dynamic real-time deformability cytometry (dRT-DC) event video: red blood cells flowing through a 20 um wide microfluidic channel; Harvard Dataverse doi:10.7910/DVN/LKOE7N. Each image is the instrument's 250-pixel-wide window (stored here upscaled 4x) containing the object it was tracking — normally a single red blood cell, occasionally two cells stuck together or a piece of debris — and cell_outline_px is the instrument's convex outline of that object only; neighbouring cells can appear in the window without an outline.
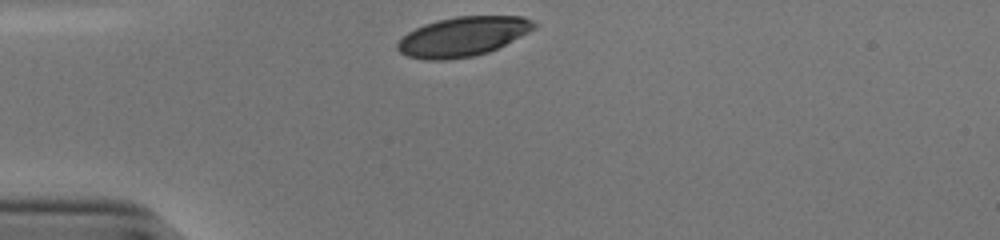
{"species": "human", "species_latin": "Homo sapiens", "temperature_condition": "cold", "stored_images_in_passage": 29, "camera_frame_rate_fps": 3000, "um_per_image_px": 0.085, "donor": {"sex": "male"}, "frame": {"image": 1, "passage_image": 1, "time_ms": 0.0, "image_size_px": [1000, 240], "cell_outline_px": [[536, 28], [488, 52], [472, 56], [444, 60], [424, 60], [408, 56], [400, 52], [396, 48], [396, 40], [408, 32], [424, 24], [436, 20], [456, 16], [524, 16], [532, 20], [536, 24]], "centroid_in_image_um": [39.29, 3.1], "position_along_channel_um": 45.7, "area_um2": 31.39}}
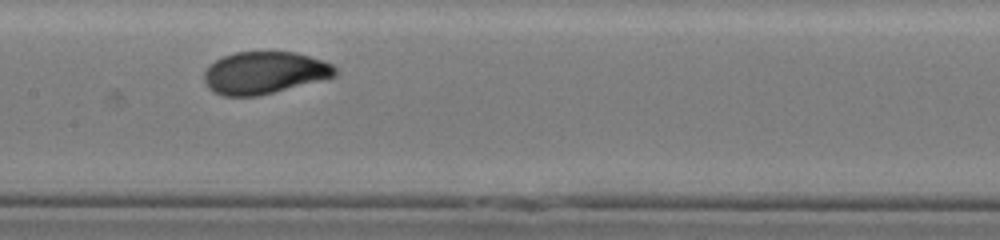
{"frame": {"image": 2, "passage_image": 14, "time_ms": 4.333, "image_size_px": [1000, 240], "cell_outline_px": [[340, 72], [336, 76], [256, 96], [224, 96], [208, 88], [204, 80], [204, 72], [208, 64], [224, 56], [236, 52], [296, 52], [324, 60], [332, 64]], "centroid_in_image_um": [22.48, 6.17], "position_along_channel_um": 184.9, "area_um2": 32.14}}
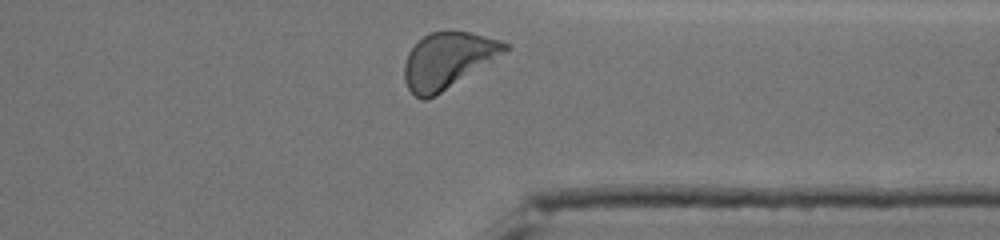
{"frame": {"image": 3, "passage_image": 29, "time_ms": 9.333, "image_size_px": [1000, 240], "cell_outline_px": [[508, 48], [504, 52], [436, 96], [428, 100], [420, 100], [408, 88], [404, 80], [404, 64], [408, 52], [424, 36], [432, 32], [468, 32], [500, 40], [508, 44]], "centroid_in_image_um": [38.0, 5.16], "position_along_channel_um": 373.4, "area_um2": 32.02}, "authors_computed_cell_mechanics": {"area_um2": 32.2524, "velocity_mm_per_s": 3.7961, "shape_relaxation_time_tau1_ms": 2.7334, "shape_relaxation_time_tau2_ms": null, "deformation_change_tau1": 0.1419, "deformation_change_tau2": null}}